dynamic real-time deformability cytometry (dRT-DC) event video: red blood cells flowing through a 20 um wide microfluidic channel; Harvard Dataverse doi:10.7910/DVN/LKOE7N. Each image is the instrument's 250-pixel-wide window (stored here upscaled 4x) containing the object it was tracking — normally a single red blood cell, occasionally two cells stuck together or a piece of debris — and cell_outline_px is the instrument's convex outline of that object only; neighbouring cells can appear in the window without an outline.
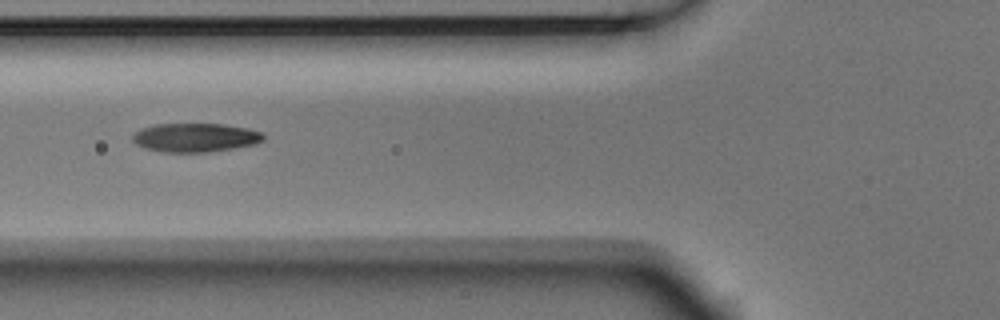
{"species": "Egyptian fruit bat (a non-hibernating species)", "species_latin": "Rousettus aegyptiacus", "temperature_condition": "room temperature", "stored_images_in_passage": 3, "camera_frame_rate_fps": 3000, "um_per_image_px": 0.085, "animal": {"sex": "male"}, "frame": {"image": 1, "passage_image": 3, "time_ms": 0.667, "image_size_px": [1000, 320], "cell_outline_px": [[264, 140], [256, 144], [208, 152], [164, 152], [144, 148], [136, 144], [132, 140], [132, 136], [140, 128], [156, 124], [224, 124], [248, 128], [260, 132], [264, 136]], "centroid_in_image_um": [16.59, 11.69], "position_along_channel_um": 109.2, "area_um2": 21.96}}